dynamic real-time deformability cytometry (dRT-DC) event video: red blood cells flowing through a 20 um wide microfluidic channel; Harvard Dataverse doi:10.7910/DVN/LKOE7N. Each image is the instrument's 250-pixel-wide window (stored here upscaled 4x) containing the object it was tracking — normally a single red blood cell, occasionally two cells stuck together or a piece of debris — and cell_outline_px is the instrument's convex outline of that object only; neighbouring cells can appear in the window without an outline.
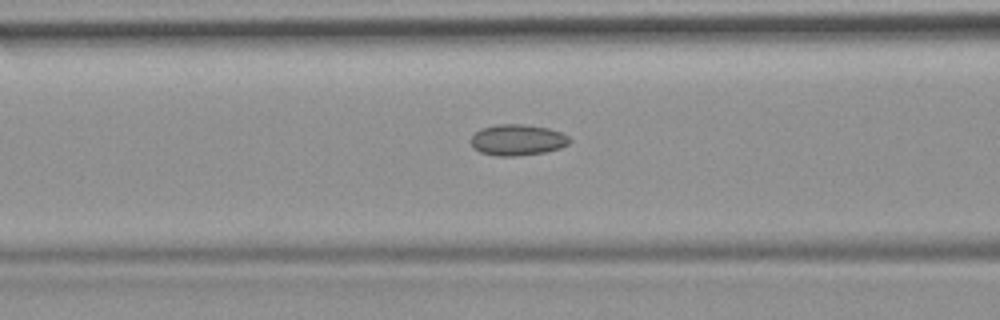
{"species": "common noctule bat (a hibernating species)", "species_latin": "Nyctalus noctula", "temperature_condition": "room temperature", "stored_images_in_passage": 37, "camera_frame_rate_fps": 3000, "um_per_image_px": 0.085, "animal": {"sex": "female", "body_mass_g": 19.9}, "frame": {"image": 1, "passage_image": 16, "time_ms": 5.0, "image_size_px": [1000, 320], "cell_outline_px": [[572, 140], [568, 144], [560, 148], [544, 152], [516, 156], [496, 156], [480, 152], [472, 148], [472, 136], [480, 128], [496, 124], [524, 124], [548, 128], [560, 132], [568, 136]], "centroid_in_image_um": [43.98, 11.89], "position_along_channel_um": 122.6, "area_um2": 17.92}}